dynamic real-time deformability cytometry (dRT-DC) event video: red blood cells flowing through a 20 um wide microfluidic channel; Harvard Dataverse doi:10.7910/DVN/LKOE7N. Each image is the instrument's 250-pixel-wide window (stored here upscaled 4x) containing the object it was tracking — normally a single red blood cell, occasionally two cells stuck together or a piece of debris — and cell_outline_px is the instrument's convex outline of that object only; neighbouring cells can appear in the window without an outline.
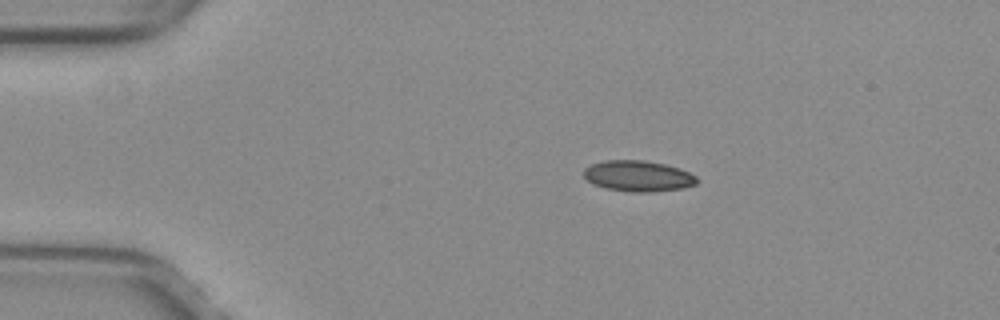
{"species": "common noctule bat (a hibernating species)", "species_latin": "Nyctalus noctula", "temperature_condition": "warm", "stored_images_in_passage": 43, "camera_frame_rate_fps": 3000, "um_per_image_px": 0.085, "animal": {"sex": "female", "body_mass_g": 29.2, "forearm_length_mm": 56.3}, "frame": {"image": 1, "passage_image": 1, "time_ms": 0.0, "image_size_px": [1000, 320], "cell_outline_px": [[696, 184], [684, 188], [652, 192], [632, 192], [604, 188], [592, 184], [584, 176], [584, 168], [592, 164], [604, 160], [644, 160], [664, 164], [680, 168], [696, 176]], "centroid_in_image_um": [54.22, 14.96], "position_along_channel_um": 30.8, "area_um2": 20.4}}
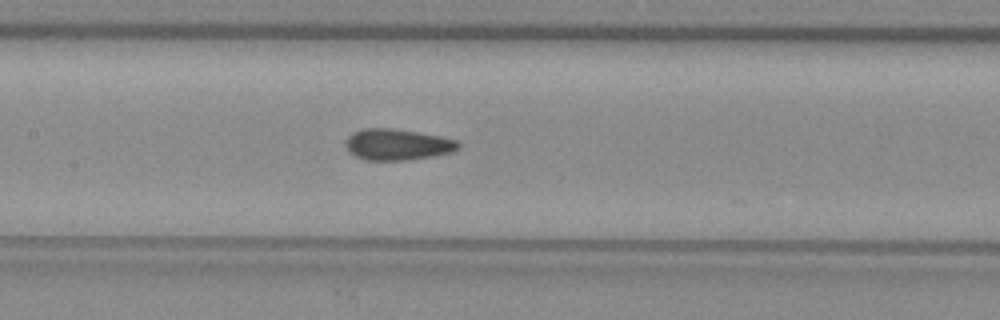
{"frame": {"image": 2, "passage_image": 16, "time_ms": 5.0, "image_size_px": [1000, 320], "cell_outline_px": [[460, 148], [452, 152], [432, 156], [408, 160], [364, 160], [348, 152], [348, 136], [352, 132], [364, 128], [392, 128], [440, 136], [456, 140], [460, 144]], "centroid_in_image_um": [33.79, 12.29], "position_along_channel_um": 173.6, "area_um2": 20.35}}
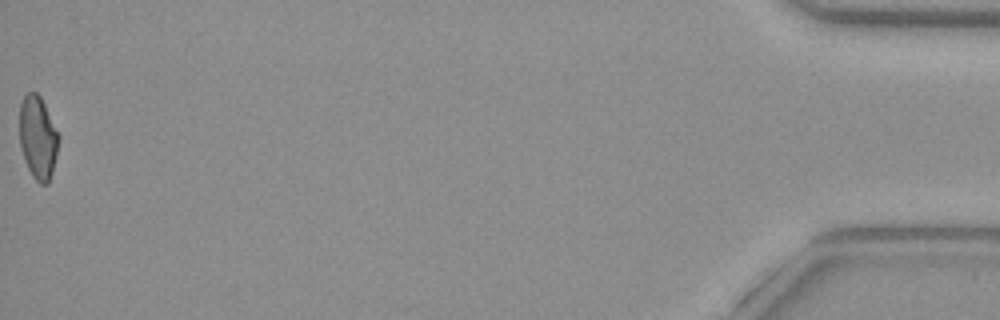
{"frame": {"image": 3, "passage_image": 43, "time_ms": 14.0, "image_size_px": [1000, 320], "cell_outline_px": [[60, 136], [56, 156], [52, 172], [48, 184], [40, 184], [32, 176], [24, 160], [20, 144], [20, 104], [24, 96], [28, 92], [36, 92], [40, 96]], "centroid_in_image_um": [3.22, 11.7], "position_along_channel_um": 432.0, "area_um2": 18.84}, "authors_computed_cell_mechanics": {"area_um2": 20.1722, "velocity_mm_per_s": 4.0239, "shape_relaxation_time_tau1_ms": null, "shape_relaxation_time_tau2_ms": 1.3948, "deformation_change_tau1": null, "deformation_change_tau2": 0.0727}}